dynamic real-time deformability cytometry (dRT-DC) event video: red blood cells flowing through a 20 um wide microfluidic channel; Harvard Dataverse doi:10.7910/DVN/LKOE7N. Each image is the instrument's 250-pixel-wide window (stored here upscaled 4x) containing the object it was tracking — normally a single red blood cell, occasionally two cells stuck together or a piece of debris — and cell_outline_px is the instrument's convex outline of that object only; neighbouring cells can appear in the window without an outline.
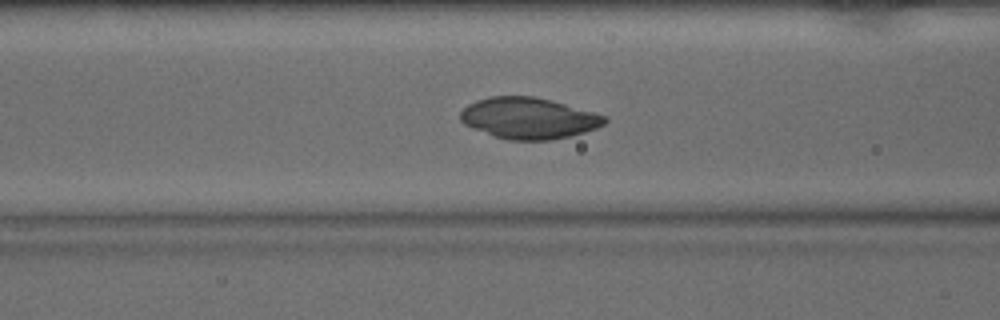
{"species": "common noctule bat (a hibernating species)", "species_latin": "Nyctalus noctula", "temperature_condition": "warm", "stored_images_in_passage": 38, "camera_frame_rate_fps": 3000, "um_per_image_px": 0.085, "animal": {"sex": "male", "body_mass_g": 15.6}, "frame": {"image": 1, "passage_image": 13, "time_ms": 4.0, "image_size_px": [1000, 320], "cell_outline_px": [[608, 120], [604, 124], [596, 128], [572, 136], [552, 140], [508, 140], [492, 136], [472, 128], [464, 124], [460, 120], [460, 112], [468, 104], [476, 100], [488, 96], [532, 96], [564, 104], [608, 116]], "centroid_in_image_um": [44.92, 10.06], "position_along_channel_um": 121.7, "area_um2": 34.74}}
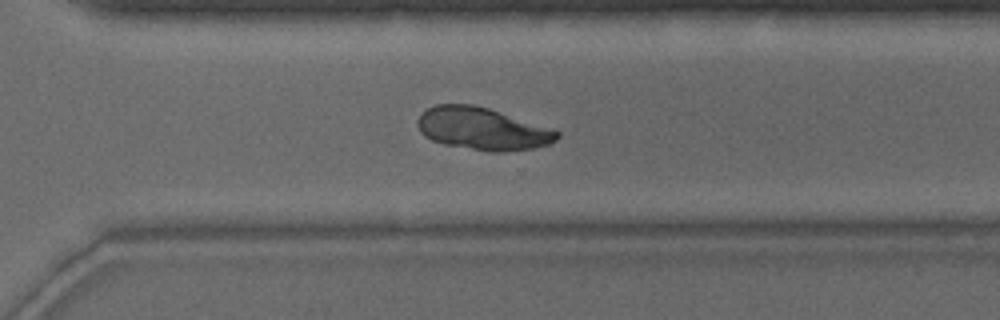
{"frame": {"image": 2, "passage_image": 29, "time_ms": 9.333, "image_size_px": [1000, 320], "cell_outline_px": [[560, 136], [556, 140], [548, 144], [532, 148], [504, 152], [488, 152], [444, 144], [432, 140], [424, 136], [420, 132], [416, 124], [416, 120], [428, 108], [436, 104], [472, 104], [488, 108], [552, 128], [560, 132]], "centroid_in_image_um": [41.0, 10.95], "position_along_channel_um": 329.6, "area_um2": 34.51}}
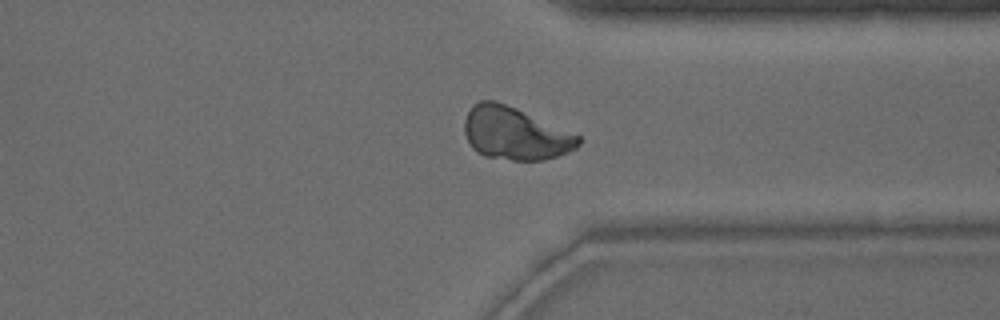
{"frame": {"image": 3, "passage_image": 32, "time_ms": 10.333, "image_size_px": [1000, 320], "cell_outline_px": [[580, 144], [576, 148], [568, 152], [544, 160], [512, 160], [484, 156], [476, 152], [472, 148], [464, 132], [464, 120], [472, 104], [480, 100], [496, 100], [516, 108], [580, 136]], "centroid_in_image_um": [43.74, 11.34], "position_along_channel_um": 367.7, "area_um2": 34.85}}